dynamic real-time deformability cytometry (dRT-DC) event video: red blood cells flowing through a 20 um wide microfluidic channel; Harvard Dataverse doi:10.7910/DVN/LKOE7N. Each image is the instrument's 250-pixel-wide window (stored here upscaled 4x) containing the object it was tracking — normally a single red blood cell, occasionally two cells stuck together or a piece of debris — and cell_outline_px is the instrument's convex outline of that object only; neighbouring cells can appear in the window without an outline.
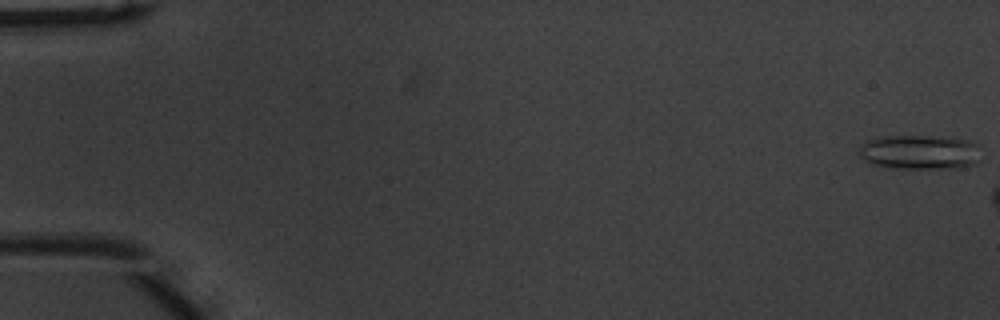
{"species": "common noctule bat (a hibernating species)", "species_latin": "Nyctalus noctula", "temperature_condition": "warm", "stored_images_in_passage": 7, "camera_frame_rate_fps": 3000, "um_per_image_px": 0.085, "animal": {"sex": "male", "body_mass_g": 20.1, "forearm_length_mm": 53.5}, "frame": {"image": 1, "passage_image": 1, "time_ms": 0.0, "image_size_px": [1000, 320], "cell_outline_px": [[980, 160], [976, 164], [956, 168], [896, 168], [872, 164], [864, 160], [860, 156], [860, 148], [868, 140], [884, 136], [940, 136], [968, 140], [976, 144]], "centroid_in_image_um": [78.2, 12.93], "position_along_channel_um": 6.8, "area_um2": 24.39}}